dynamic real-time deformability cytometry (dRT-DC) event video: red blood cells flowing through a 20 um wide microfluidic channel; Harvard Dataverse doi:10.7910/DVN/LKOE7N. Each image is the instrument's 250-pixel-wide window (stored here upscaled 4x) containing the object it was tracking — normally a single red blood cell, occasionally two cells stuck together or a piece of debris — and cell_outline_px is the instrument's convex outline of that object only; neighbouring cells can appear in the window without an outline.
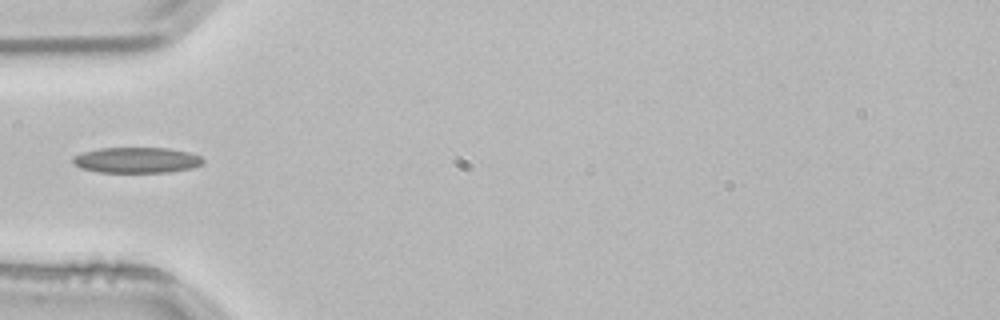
{"species": "common noctule bat (a hibernating species)", "species_latin": "Nyctalus noctula", "temperature_condition": "room temperature", "stored_images_in_passage": 1, "camera_frame_rate_fps": 3000, "um_per_image_px": 0.085, "animal": {"sex": "male", "body_mass_g": 21.5, "forearm_length_mm": 52.0}, "frame": {"image": 1, "passage_image": 1, "time_ms": 0.0, "image_size_px": [1000, 320], "cell_outline_px": [[204, 164], [192, 168], [168, 172], [100, 172], [80, 168], [72, 164], [72, 156], [84, 152], [100, 148], [168, 148], [188, 152], [200, 156], [204, 160]], "centroid_in_image_um": [11.6, 13.61], "position_along_channel_um": 73.4, "area_um2": 19.54}}